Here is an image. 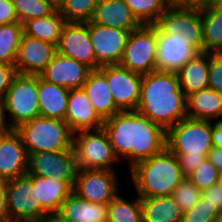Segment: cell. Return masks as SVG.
<instances>
[{
	"label": "cell",
	"instance_id": "1",
	"mask_svg": "<svg viewBox=\"0 0 222 222\" xmlns=\"http://www.w3.org/2000/svg\"><path fill=\"white\" fill-rule=\"evenodd\" d=\"M119 160H129V169L166 148L167 131L137 111H119L102 126Z\"/></svg>",
	"mask_w": 222,
	"mask_h": 222
},
{
	"label": "cell",
	"instance_id": "2",
	"mask_svg": "<svg viewBox=\"0 0 222 222\" xmlns=\"http://www.w3.org/2000/svg\"><path fill=\"white\" fill-rule=\"evenodd\" d=\"M136 111L166 131L186 118V95L177 72L156 70L142 75Z\"/></svg>",
	"mask_w": 222,
	"mask_h": 222
},
{
	"label": "cell",
	"instance_id": "3",
	"mask_svg": "<svg viewBox=\"0 0 222 222\" xmlns=\"http://www.w3.org/2000/svg\"><path fill=\"white\" fill-rule=\"evenodd\" d=\"M212 123L186 117L167 130L166 147L176 155L184 177H188L213 148Z\"/></svg>",
	"mask_w": 222,
	"mask_h": 222
},
{
	"label": "cell",
	"instance_id": "4",
	"mask_svg": "<svg viewBox=\"0 0 222 222\" xmlns=\"http://www.w3.org/2000/svg\"><path fill=\"white\" fill-rule=\"evenodd\" d=\"M129 170L139 197L170 196L184 178L176 155L167 147Z\"/></svg>",
	"mask_w": 222,
	"mask_h": 222
},
{
	"label": "cell",
	"instance_id": "5",
	"mask_svg": "<svg viewBox=\"0 0 222 222\" xmlns=\"http://www.w3.org/2000/svg\"><path fill=\"white\" fill-rule=\"evenodd\" d=\"M15 130L22 138L27 155L73 149L74 133L64 120L38 116Z\"/></svg>",
	"mask_w": 222,
	"mask_h": 222
},
{
	"label": "cell",
	"instance_id": "6",
	"mask_svg": "<svg viewBox=\"0 0 222 222\" xmlns=\"http://www.w3.org/2000/svg\"><path fill=\"white\" fill-rule=\"evenodd\" d=\"M0 106L11 129H16L21 124L40 116L38 75L17 74Z\"/></svg>",
	"mask_w": 222,
	"mask_h": 222
},
{
	"label": "cell",
	"instance_id": "7",
	"mask_svg": "<svg viewBox=\"0 0 222 222\" xmlns=\"http://www.w3.org/2000/svg\"><path fill=\"white\" fill-rule=\"evenodd\" d=\"M155 25L165 35L188 41L198 54L204 52L201 6H168Z\"/></svg>",
	"mask_w": 222,
	"mask_h": 222
},
{
	"label": "cell",
	"instance_id": "8",
	"mask_svg": "<svg viewBox=\"0 0 222 222\" xmlns=\"http://www.w3.org/2000/svg\"><path fill=\"white\" fill-rule=\"evenodd\" d=\"M73 149L78 168L116 171L112 164L119 159L103 128L74 133Z\"/></svg>",
	"mask_w": 222,
	"mask_h": 222
},
{
	"label": "cell",
	"instance_id": "9",
	"mask_svg": "<svg viewBox=\"0 0 222 222\" xmlns=\"http://www.w3.org/2000/svg\"><path fill=\"white\" fill-rule=\"evenodd\" d=\"M7 210L13 222H47L50 216L35 201L32 175L4 181Z\"/></svg>",
	"mask_w": 222,
	"mask_h": 222
},
{
	"label": "cell",
	"instance_id": "10",
	"mask_svg": "<svg viewBox=\"0 0 222 222\" xmlns=\"http://www.w3.org/2000/svg\"><path fill=\"white\" fill-rule=\"evenodd\" d=\"M157 26L140 25L129 33L119 63L130 71L145 75L156 71Z\"/></svg>",
	"mask_w": 222,
	"mask_h": 222
},
{
	"label": "cell",
	"instance_id": "11",
	"mask_svg": "<svg viewBox=\"0 0 222 222\" xmlns=\"http://www.w3.org/2000/svg\"><path fill=\"white\" fill-rule=\"evenodd\" d=\"M74 149L41 151L28 155L27 174L56 178L67 182L72 188L78 172Z\"/></svg>",
	"mask_w": 222,
	"mask_h": 222
},
{
	"label": "cell",
	"instance_id": "12",
	"mask_svg": "<svg viewBox=\"0 0 222 222\" xmlns=\"http://www.w3.org/2000/svg\"><path fill=\"white\" fill-rule=\"evenodd\" d=\"M99 70L106 76L115 106L120 111H136L142 75L120 64L101 66Z\"/></svg>",
	"mask_w": 222,
	"mask_h": 222
},
{
	"label": "cell",
	"instance_id": "13",
	"mask_svg": "<svg viewBox=\"0 0 222 222\" xmlns=\"http://www.w3.org/2000/svg\"><path fill=\"white\" fill-rule=\"evenodd\" d=\"M118 188L116 171L79 168L73 192L86 201L108 204L118 194Z\"/></svg>",
	"mask_w": 222,
	"mask_h": 222
},
{
	"label": "cell",
	"instance_id": "14",
	"mask_svg": "<svg viewBox=\"0 0 222 222\" xmlns=\"http://www.w3.org/2000/svg\"><path fill=\"white\" fill-rule=\"evenodd\" d=\"M88 30L94 47L97 69L105 65L119 64L130 31L110 28L92 21H88Z\"/></svg>",
	"mask_w": 222,
	"mask_h": 222
},
{
	"label": "cell",
	"instance_id": "15",
	"mask_svg": "<svg viewBox=\"0 0 222 222\" xmlns=\"http://www.w3.org/2000/svg\"><path fill=\"white\" fill-rule=\"evenodd\" d=\"M56 49L57 53L75 59L92 70H97V61L90 39L88 22H66Z\"/></svg>",
	"mask_w": 222,
	"mask_h": 222
},
{
	"label": "cell",
	"instance_id": "16",
	"mask_svg": "<svg viewBox=\"0 0 222 222\" xmlns=\"http://www.w3.org/2000/svg\"><path fill=\"white\" fill-rule=\"evenodd\" d=\"M56 52L55 45L23 33L15 60L17 73L39 75L50 63Z\"/></svg>",
	"mask_w": 222,
	"mask_h": 222
},
{
	"label": "cell",
	"instance_id": "17",
	"mask_svg": "<svg viewBox=\"0 0 222 222\" xmlns=\"http://www.w3.org/2000/svg\"><path fill=\"white\" fill-rule=\"evenodd\" d=\"M91 71L87 65L56 52L39 76L55 85L76 89L82 88Z\"/></svg>",
	"mask_w": 222,
	"mask_h": 222
},
{
	"label": "cell",
	"instance_id": "18",
	"mask_svg": "<svg viewBox=\"0 0 222 222\" xmlns=\"http://www.w3.org/2000/svg\"><path fill=\"white\" fill-rule=\"evenodd\" d=\"M198 53L189 42L178 36L165 35L157 27L156 69L158 71L178 72Z\"/></svg>",
	"mask_w": 222,
	"mask_h": 222
},
{
	"label": "cell",
	"instance_id": "19",
	"mask_svg": "<svg viewBox=\"0 0 222 222\" xmlns=\"http://www.w3.org/2000/svg\"><path fill=\"white\" fill-rule=\"evenodd\" d=\"M28 155L20 134L10 130L0 138V181L27 174Z\"/></svg>",
	"mask_w": 222,
	"mask_h": 222
},
{
	"label": "cell",
	"instance_id": "20",
	"mask_svg": "<svg viewBox=\"0 0 222 222\" xmlns=\"http://www.w3.org/2000/svg\"><path fill=\"white\" fill-rule=\"evenodd\" d=\"M64 121L73 133L100 129L104 124L82 88L70 89Z\"/></svg>",
	"mask_w": 222,
	"mask_h": 222
},
{
	"label": "cell",
	"instance_id": "21",
	"mask_svg": "<svg viewBox=\"0 0 222 222\" xmlns=\"http://www.w3.org/2000/svg\"><path fill=\"white\" fill-rule=\"evenodd\" d=\"M35 201L51 217L61 209L63 202L73 192L65 181L54 178L32 175Z\"/></svg>",
	"mask_w": 222,
	"mask_h": 222
},
{
	"label": "cell",
	"instance_id": "22",
	"mask_svg": "<svg viewBox=\"0 0 222 222\" xmlns=\"http://www.w3.org/2000/svg\"><path fill=\"white\" fill-rule=\"evenodd\" d=\"M56 216L63 222H107V204L92 203L72 192Z\"/></svg>",
	"mask_w": 222,
	"mask_h": 222
},
{
	"label": "cell",
	"instance_id": "23",
	"mask_svg": "<svg viewBox=\"0 0 222 222\" xmlns=\"http://www.w3.org/2000/svg\"><path fill=\"white\" fill-rule=\"evenodd\" d=\"M91 21L110 28L130 32L141 25L124 0H98Z\"/></svg>",
	"mask_w": 222,
	"mask_h": 222
},
{
	"label": "cell",
	"instance_id": "24",
	"mask_svg": "<svg viewBox=\"0 0 222 222\" xmlns=\"http://www.w3.org/2000/svg\"><path fill=\"white\" fill-rule=\"evenodd\" d=\"M82 89L93 108L103 120L110 118L120 111L115 106L106 76L99 69L90 72Z\"/></svg>",
	"mask_w": 222,
	"mask_h": 222
},
{
	"label": "cell",
	"instance_id": "25",
	"mask_svg": "<svg viewBox=\"0 0 222 222\" xmlns=\"http://www.w3.org/2000/svg\"><path fill=\"white\" fill-rule=\"evenodd\" d=\"M187 117L198 120L222 121V94L206 88L186 96Z\"/></svg>",
	"mask_w": 222,
	"mask_h": 222
},
{
	"label": "cell",
	"instance_id": "26",
	"mask_svg": "<svg viewBox=\"0 0 222 222\" xmlns=\"http://www.w3.org/2000/svg\"><path fill=\"white\" fill-rule=\"evenodd\" d=\"M70 89L43 80L38 75V103L41 117L64 120Z\"/></svg>",
	"mask_w": 222,
	"mask_h": 222
},
{
	"label": "cell",
	"instance_id": "27",
	"mask_svg": "<svg viewBox=\"0 0 222 222\" xmlns=\"http://www.w3.org/2000/svg\"><path fill=\"white\" fill-rule=\"evenodd\" d=\"M210 52L197 54L178 72L180 88L187 96L191 93L209 88Z\"/></svg>",
	"mask_w": 222,
	"mask_h": 222
},
{
	"label": "cell",
	"instance_id": "28",
	"mask_svg": "<svg viewBox=\"0 0 222 222\" xmlns=\"http://www.w3.org/2000/svg\"><path fill=\"white\" fill-rule=\"evenodd\" d=\"M142 222H181L183 212L173 197H140Z\"/></svg>",
	"mask_w": 222,
	"mask_h": 222
},
{
	"label": "cell",
	"instance_id": "29",
	"mask_svg": "<svg viewBox=\"0 0 222 222\" xmlns=\"http://www.w3.org/2000/svg\"><path fill=\"white\" fill-rule=\"evenodd\" d=\"M66 20L56 8L50 15L29 19L23 24V33L57 47Z\"/></svg>",
	"mask_w": 222,
	"mask_h": 222
},
{
	"label": "cell",
	"instance_id": "30",
	"mask_svg": "<svg viewBox=\"0 0 222 222\" xmlns=\"http://www.w3.org/2000/svg\"><path fill=\"white\" fill-rule=\"evenodd\" d=\"M201 21L204 52L222 53V8L204 2Z\"/></svg>",
	"mask_w": 222,
	"mask_h": 222
},
{
	"label": "cell",
	"instance_id": "31",
	"mask_svg": "<svg viewBox=\"0 0 222 222\" xmlns=\"http://www.w3.org/2000/svg\"><path fill=\"white\" fill-rule=\"evenodd\" d=\"M107 222H142L140 197L126 200L117 194L108 204Z\"/></svg>",
	"mask_w": 222,
	"mask_h": 222
},
{
	"label": "cell",
	"instance_id": "32",
	"mask_svg": "<svg viewBox=\"0 0 222 222\" xmlns=\"http://www.w3.org/2000/svg\"><path fill=\"white\" fill-rule=\"evenodd\" d=\"M22 35V23L14 22L0 25V63L15 65Z\"/></svg>",
	"mask_w": 222,
	"mask_h": 222
},
{
	"label": "cell",
	"instance_id": "33",
	"mask_svg": "<svg viewBox=\"0 0 222 222\" xmlns=\"http://www.w3.org/2000/svg\"><path fill=\"white\" fill-rule=\"evenodd\" d=\"M141 25H154L168 7L165 0H124Z\"/></svg>",
	"mask_w": 222,
	"mask_h": 222
},
{
	"label": "cell",
	"instance_id": "34",
	"mask_svg": "<svg viewBox=\"0 0 222 222\" xmlns=\"http://www.w3.org/2000/svg\"><path fill=\"white\" fill-rule=\"evenodd\" d=\"M98 0H61L57 9L66 22L91 21Z\"/></svg>",
	"mask_w": 222,
	"mask_h": 222
},
{
	"label": "cell",
	"instance_id": "35",
	"mask_svg": "<svg viewBox=\"0 0 222 222\" xmlns=\"http://www.w3.org/2000/svg\"><path fill=\"white\" fill-rule=\"evenodd\" d=\"M18 22L50 15L57 5L52 0H12Z\"/></svg>",
	"mask_w": 222,
	"mask_h": 222
},
{
	"label": "cell",
	"instance_id": "36",
	"mask_svg": "<svg viewBox=\"0 0 222 222\" xmlns=\"http://www.w3.org/2000/svg\"><path fill=\"white\" fill-rule=\"evenodd\" d=\"M201 194L202 192L193 184L189 177H184L171 196L184 213L196 205Z\"/></svg>",
	"mask_w": 222,
	"mask_h": 222
},
{
	"label": "cell",
	"instance_id": "37",
	"mask_svg": "<svg viewBox=\"0 0 222 222\" xmlns=\"http://www.w3.org/2000/svg\"><path fill=\"white\" fill-rule=\"evenodd\" d=\"M220 172L206 157L201 164L188 176L193 184L202 192L218 183Z\"/></svg>",
	"mask_w": 222,
	"mask_h": 222
},
{
	"label": "cell",
	"instance_id": "38",
	"mask_svg": "<svg viewBox=\"0 0 222 222\" xmlns=\"http://www.w3.org/2000/svg\"><path fill=\"white\" fill-rule=\"evenodd\" d=\"M221 215L202 195L196 205L183 213L181 222H216Z\"/></svg>",
	"mask_w": 222,
	"mask_h": 222
},
{
	"label": "cell",
	"instance_id": "39",
	"mask_svg": "<svg viewBox=\"0 0 222 222\" xmlns=\"http://www.w3.org/2000/svg\"><path fill=\"white\" fill-rule=\"evenodd\" d=\"M209 88L222 94V53L210 52Z\"/></svg>",
	"mask_w": 222,
	"mask_h": 222
},
{
	"label": "cell",
	"instance_id": "40",
	"mask_svg": "<svg viewBox=\"0 0 222 222\" xmlns=\"http://www.w3.org/2000/svg\"><path fill=\"white\" fill-rule=\"evenodd\" d=\"M17 74L15 65L0 63V102Z\"/></svg>",
	"mask_w": 222,
	"mask_h": 222
},
{
	"label": "cell",
	"instance_id": "41",
	"mask_svg": "<svg viewBox=\"0 0 222 222\" xmlns=\"http://www.w3.org/2000/svg\"><path fill=\"white\" fill-rule=\"evenodd\" d=\"M201 195L208 199V202L215 206L216 211L222 216V188L215 184L203 190Z\"/></svg>",
	"mask_w": 222,
	"mask_h": 222
},
{
	"label": "cell",
	"instance_id": "42",
	"mask_svg": "<svg viewBox=\"0 0 222 222\" xmlns=\"http://www.w3.org/2000/svg\"><path fill=\"white\" fill-rule=\"evenodd\" d=\"M18 22L12 0H0V25Z\"/></svg>",
	"mask_w": 222,
	"mask_h": 222
},
{
	"label": "cell",
	"instance_id": "43",
	"mask_svg": "<svg viewBox=\"0 0 222 222\" xmlns=\"http://www.w3.org/2000/svg\"><path fill=\"white\" fill-rule=\"evenodd\" d=\"M0 222H10L3 181H0Z\"/></svg>",
	"mask_w": 222,
	"mask_h": 222
},
{
	"label": "cell",
	"instance_id": "44",
	"mask_svg": "<svg viewBox=\"0 0 222 222\" xmlns=\"http://www.w3.org/2000/svg\"><path fill=\"white\" fill-rule=\"evenodd\" d=\"M207 158L215 166V168L222 173V148L213 147L209 152Z\"/></svg>",
	"mask_w": 222,
	"mask_h": 222
},
{
	"label": "cell",
	"instance_id": "45",
	"mask_svg": "<svg viewBox=\"0 0 222 222\" xmlns=\"http://www.w3.org/2000/svg\"><path fill=\"white\" fill-rule=\"evenodd\" d=\"M212 142L213 147L222 148V121L212 124Z\"/></svg>",
	"mask_w": 222,
	"mask_h": 222
},
{
	"label": "cell",
	"instance_id": "46",
	"mask_svg": "<svg viewBox=\"0 0 222 222\" xmlns=\"http://www.w3.org/2000/svg\"><path fill=\"white\" fill-rule=\"evenodd\" d=\"M167 6H197V0H165Z\"/></svg>",
	"mask_w": 222,
	"mask_h": 222
},
{
	"label": "cell",
	"instance_id": "47",
	"mask_svg": "<svg viewBox=\"0 0 222 222\" xmlns=\"http://www.w3.org/2000/svg\"><path fill=\"white\" fill-rule=\"evenodd\" d=\"M10 130V126L8 125L7 119L5 118L4 112L0 106V138L5 136Z\"/></svg>",
	"mask_w": 222,
	"mask_h": 222
},
{
	"label": "cell",
	"instance_id": "48",
	"mask_svg": "<svg viewBox=\"0 0 222 222\" xmlns=\"http://www.w3.org/2000/svg\"><path fill=\"white\" fill-rule=\"evenodd\" d=\"M208 2L213 6H218L222 8V0H210Z\"/></svg>",
	"mask_w": 222,
	"mask_h": 222
},
{
	"label": "cell",
	"instance_id": "49",
	"mask_svg": "<svg viewBox=\"0 0 222 222\" xmlns=\"http://www.w3.org/2000/svg\"><path fill=\"white\" fill-rule=\"evenodd\" d=\"M47 222H63L61 221L56 215L55 216H51Z\"/></svg>",
	"mask_w": 222,
	"mask_h": 222
},
{
	"label": "cell",
	"instance_id": "50",
	"mask_svg": "<svg viewBox=\"0 0 222 222\" xmlns=\"http://www.w3.org/2000/svg\"><path fill=\"white\" fill-rule=\"evenodd\" d=\"M222 188V173H220L217 183Z\"/></svg>",
	"mask_w": 222,
	"mask_h": 222
},
{
	"label": "cell",
	"instance_id": "51",
	"mask_svg": "<svg viewBox=\"0 0 222 222\" xmlns=\"http://www.w3.org/2000/svg\"><path fill=\"white\" fill-rule=\"evenodd\" d=\"M210 0H197V6H201L204 2H208Z\"/></svg>",
	"mask_w": 222,
	"mask_h": 222
},
{
	"label": "cell",
	"instance_id": "52",
	"mask_svg": "<svg viewBox=\"0 0 222 222\" xmlns=\"http://www.w3.org/2000/svg\"><path fill=\"white\" fill-rule=\"evenodd\" d=\"M56 5L61 1V0H52Z\"/></svg>",
	"mask_w": 222,
	"mask_h": 222
},
{
	"label": "cell",
	"instance_id": "53",
	"mask_svg": "<svg viewBox=\"0 0 222 222\" xmlns=\"http://www.w3.org/2000/svg\"><path fill=\"white\" fill-rule=\"evenodd\" d=\"M216 222H222V216L219 217V218L216 220Z\"/></svg>",
	"mask_w": 222,
	"mask_h": 222
}]
</instances>
